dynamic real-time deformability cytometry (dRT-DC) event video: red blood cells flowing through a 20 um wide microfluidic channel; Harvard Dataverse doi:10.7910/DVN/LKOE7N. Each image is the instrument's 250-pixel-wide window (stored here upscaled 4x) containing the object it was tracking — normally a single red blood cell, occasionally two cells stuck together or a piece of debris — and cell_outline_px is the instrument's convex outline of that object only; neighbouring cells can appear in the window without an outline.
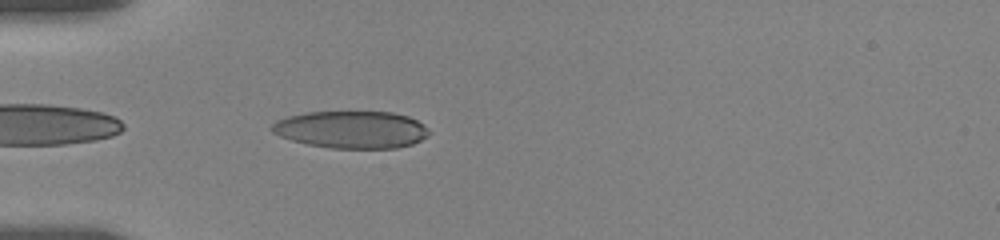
{"species": "human", "species_latin": "Homo sapiens", "temperature_condition": "room temperature", "stored_images_in_passage": 40, "camera_frame_rate_fps": 3000, "um_per_image_px": 0.085, "donor": {"sex": "female"}, "frame": {"image": 1, "passage_image": 2, "time_ms": 0.333, "image_size_px": [1000, 240], "cell_outline_px": [[432, 132], [428, 136], [412, 144], [396, 148], [328, 148], [308, 144], [292, 140], [280, 136], [272, 132], [268, 128], [276, 120], [288, 116], [304, 112], [392, 112], [408, 116], [424, 124]], "centroid_in_image_um": [29.87, 11.01], "position_along_channel_um": 55.1, "area_um2": 34.39}}
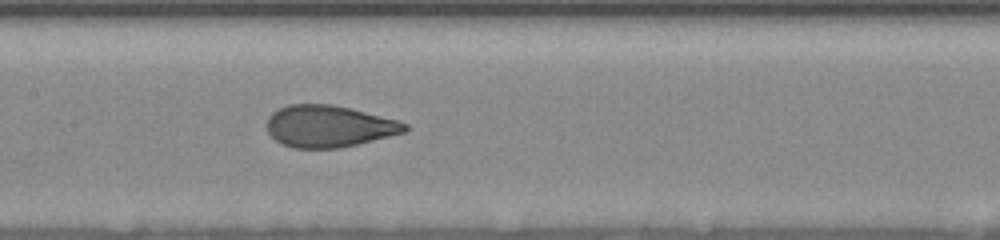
{"frame": {"image": 2, "passage_image": 13, "time_ms": 4.0, "image_size_px": [1000, 240], "cell_outline_px": [[408, 128], [404, 132], [340, 148], [292, 148], [280, 144], [268, 132], [268, 116], [272, 112], [288, 104], [332, 104], [352, 108], [400, 120], [408, 124]], "centroid_in_image_um": [27.96, 10.72], "position_along_channel_um": 179.4, "area_um2": 33.7}}
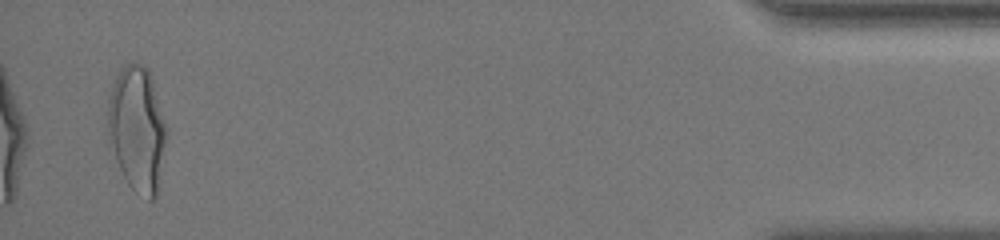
{"frame": {"image": 3, "passage_image": 39, "time_ms": 12.667, "image_size_px": [1000, 240], "cell_outline_px": [[168, 128], [156, 196], [152, 200], [148, 200], [136, 192], [128, 184], [120, 168], [108, 136], [108, 100], [116, 76], [128, 64], [144, 64], [148, 68]], "centroid_in_image_um": [11.68, 10.96], "position_along_channel_um": 423.5, "area_um2": 42.14}, "authors_computed_cell_mechanics": {"area_um2": 34.3043, "velocity_mm_per_s": 3.6438, "shape_relaxation_time_tau1_ms": 4.0543, "shape_relaxation_time_tau2_ms": 0.8352, "deformation_change_tau1": 0.172, "deformation_change_tau2": 0.0633}}